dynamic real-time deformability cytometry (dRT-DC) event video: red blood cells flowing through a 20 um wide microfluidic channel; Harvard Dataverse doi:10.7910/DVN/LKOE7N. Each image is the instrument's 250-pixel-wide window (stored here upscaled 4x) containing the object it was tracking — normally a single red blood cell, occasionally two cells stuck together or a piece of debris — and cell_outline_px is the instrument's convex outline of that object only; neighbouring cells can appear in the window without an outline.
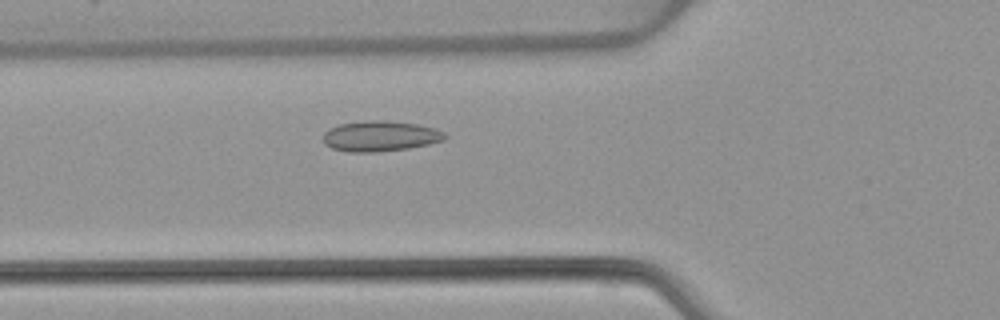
{"species": "common noctule bat (a hibernating species)", "species_latin": "Nyctalus noctula", "temperature_condition": "warm", "stored_images_in_passage": 46, "camera_frame_rate_fps": 3000, "um_per_image_px": 0.085, "animal": {"sex": "female", "body_mass_g": 22.7, "forearm_length_mm": 54.2}, "frame": {"image": 1, "passage_image": 13, "time_ms": 4.0, "image_size_px": [1000, 320], "cell_outline_px": [[448, 136], [444, 140], [428, 144], [408, 148], [376, 152], [348, 152], [332, 148], [324, 144], [324, 132], [340, 124], [364, 120], [384, 120], [416, 124], [436, 128], [444, 132]], "centroid_in_image_um": [32.33, 11.57], "position_along_channel_um": 93.5, "area_um2": 21.62}}
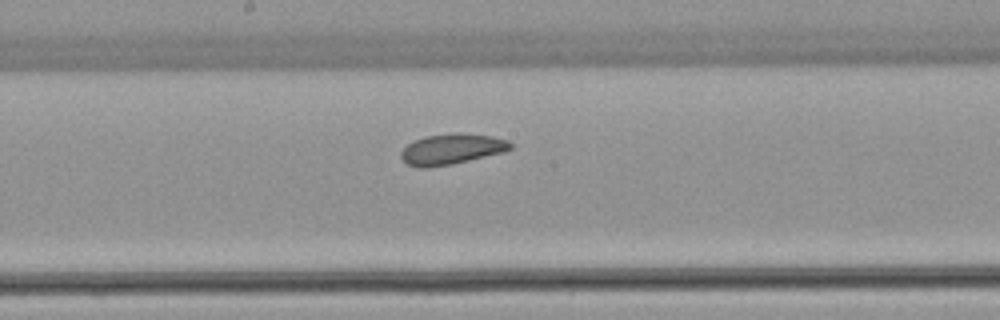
{"frame": {"image": 2, "passage_image": 22, "time_ms": 7.0, "image_size_px": [1000, 320], "cell_outline_px": [[512, 148], [504, 152], [452, 164], [428, 168], [416, 168], [408, 164], [400, 156], [400, 152], [412, 140], [424, 136], [492, 136], [508, 140], [512, 144]], "centroid_in_image_um": [38.34, 12.73], "position_along_channel_um": 209.9, "area_um2": 18.73}}
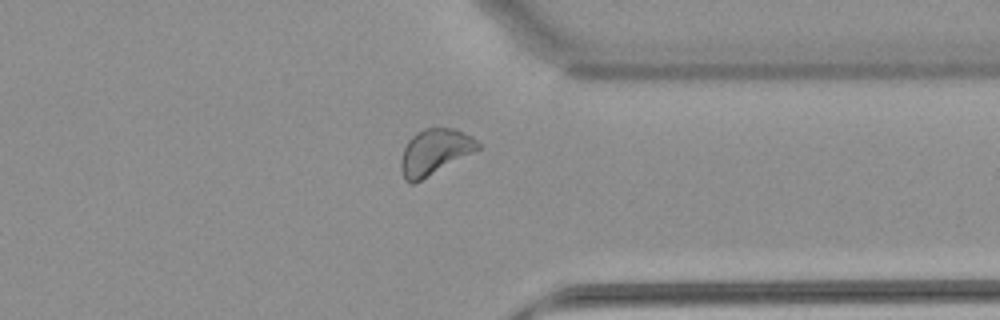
{"frame": {"image": 3, "passage_image": 35, "time_ms": 11.333, "image_size_px": [1000, 320], "cell_outline_px": [[480, 148], [420, 180], [412, 184], [404, 180], [400, 168], [400, 160], [404, 148], [408, 140], [416, 132], [424, 128], [456, 128], [472, 136], [480, 144]], "centroid_in_image_um": [36.91, 12.89], "position_along_channel_um": 374.5, "area_um2": 20.23}, "authors_computed_cell_mechanics": {"area_um2": 20.3167, "velocity_mm_per_s": 3.873, "shape_relaxation_time_tau1_ms": null, "shape_relaxation_time_tau2_ms": 4.1583, "deformation_change_tau1": null, "deformation_change_tau2": 0.0794}}